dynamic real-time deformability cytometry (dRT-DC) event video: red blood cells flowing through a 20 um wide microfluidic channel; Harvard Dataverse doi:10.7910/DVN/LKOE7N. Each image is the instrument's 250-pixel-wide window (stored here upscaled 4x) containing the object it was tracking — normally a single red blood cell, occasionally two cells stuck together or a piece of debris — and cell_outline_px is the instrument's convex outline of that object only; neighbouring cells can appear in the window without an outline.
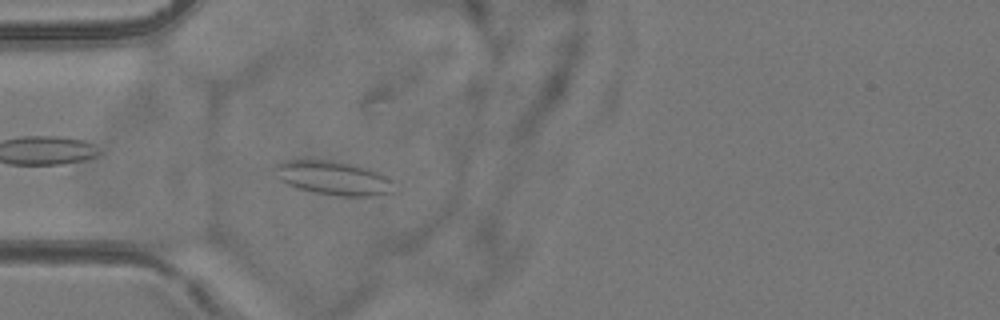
{"species": "common noctule bat (a hibernating species)", "species_latin": "Nyctalus noctula", "temperature_condition": "room temperature", "stored_images_in_passage": 5, "camera_frame_rate_fps": 3000, "um_per_image_px": 0.085, "animal": {"sex": "female", "body_mass_g": 24.6, "forearm_length_mm": 56.2}, "frame": {"image": 1, "passage_image": 5, "time_ms": 5.667, "image_size_px": [1000, 320], "cell_outline_px": [[400, 192], [372, 196], [340, 196], [316, 192], [300, 188], [288, 184], [280, 180], [276, 164], [284, 160], [332, 160], [352, 164], [380, 172], [392, 180]], "centroid_in_image_um": [28.48, 15.14], "position_along_channel_um": 56.5, "area_um2": 23.52}}